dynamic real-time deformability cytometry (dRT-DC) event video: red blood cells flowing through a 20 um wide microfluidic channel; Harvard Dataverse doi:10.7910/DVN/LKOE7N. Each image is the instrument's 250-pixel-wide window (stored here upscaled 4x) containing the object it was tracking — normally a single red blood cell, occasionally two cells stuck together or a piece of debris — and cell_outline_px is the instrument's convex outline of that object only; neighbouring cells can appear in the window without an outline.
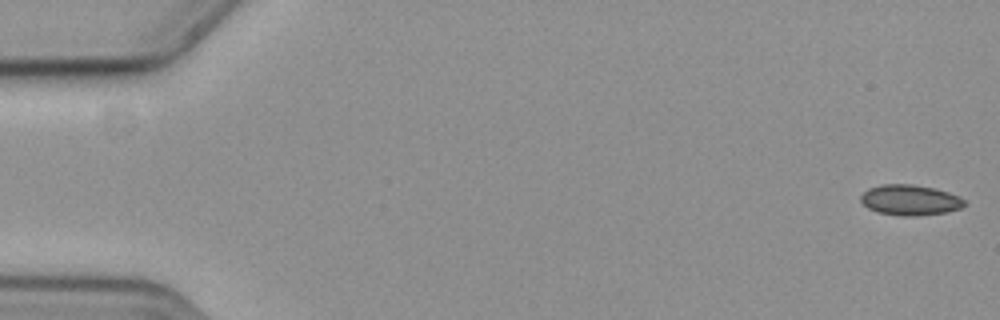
{"species": "common noctule bat (a hibernating species)", "species_latin": "Nyctalus noctula", "temperature_condition": "cold", "stored_images_in_passage": 10, "camera_frame_rate_fps": 3000, "um_per_image_px": 0.085, "animal": {"sex": "female", "body_mass_g": 19.3, "forearm_length_mm": 54.1}, "frame": {"image": 1, "passage_image": 1, "time_ms": 0.0, "image_size_px": [1000, 320], "cell_outline_px": [[964, 204], [960, 208], [948, 212], [916, 216], [904, 216], [876, 212], [868, 208], [860, 200], [860, 196], [868, 188], [880, 184], [912, 184], [932, 188], [948, 192], [960, 196], [964, 200]], "centroid_in_image_um": [77.33, 17.0], "position_along_channel_um": 7.7, "area_um2": 18.44}}